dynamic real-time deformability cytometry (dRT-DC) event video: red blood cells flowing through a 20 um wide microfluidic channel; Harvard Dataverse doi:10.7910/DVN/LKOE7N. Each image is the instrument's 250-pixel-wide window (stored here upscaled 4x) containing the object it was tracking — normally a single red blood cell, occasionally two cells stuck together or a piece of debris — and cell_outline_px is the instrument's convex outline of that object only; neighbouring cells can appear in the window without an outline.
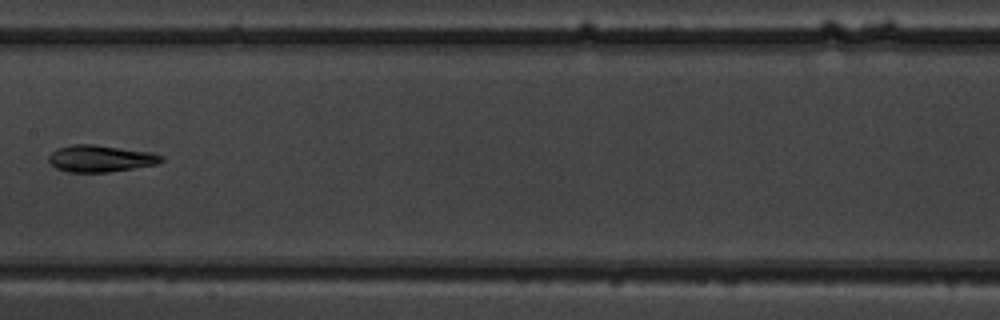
{"species": "common noctule bat (a hibernating species)", "species_latin": "Nyctalus noctula", "temperature_condition": "warm", "stored_images_in_passage": 8, "camera_frame_rate_fps": 3000, "um_per_image_px": 0.085, "animal": {"sex": "male", "body_mass_g": 19.5, "forearm_length_mm": 54.6}, "frame": {"image": 1, "passage_image": 7, "time_ms": 7.0, "image_size_px": [1000, 320], "cell_outline_px": [[164, 160], [156, 164], [108, 172], [68, 172], [56, 168], [48, 160], [48, 156], [52, 152], [60, 148], [72, 144], [96, 144], [152, 152], [164, 156]], "centroid_in_image_um": [8.56, 13.46], "position_along_channel_um": 198.8, "area_um2": 17.57}}
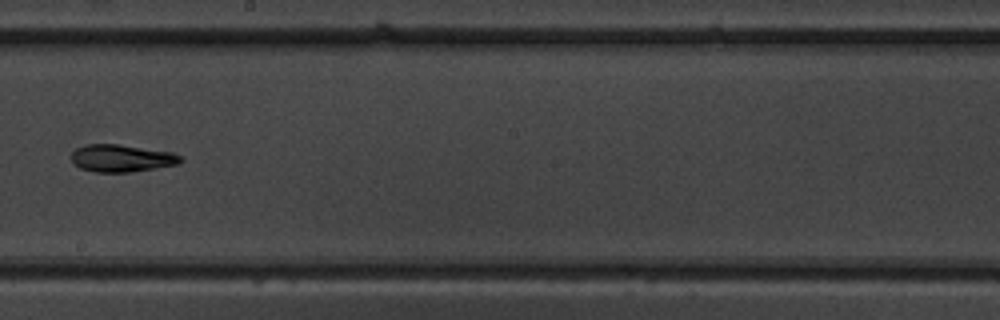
{"frame": {"image": 2, "passage_image": 8, "time_ms": 8.0, "image_size_px": [1000, 320], "cell_outline_px": [[184, 160], [180, 164], [128, 172], [96, 172], [80, 168], [72, 164], [72, 152], [76, 148], [84, 144], [116, 144], [172, 152], [184, 156]], "centroid_in_image_um": [10.35, 13.45], "position_along_channel_um": 237.9, "area_um2": 17.51}}